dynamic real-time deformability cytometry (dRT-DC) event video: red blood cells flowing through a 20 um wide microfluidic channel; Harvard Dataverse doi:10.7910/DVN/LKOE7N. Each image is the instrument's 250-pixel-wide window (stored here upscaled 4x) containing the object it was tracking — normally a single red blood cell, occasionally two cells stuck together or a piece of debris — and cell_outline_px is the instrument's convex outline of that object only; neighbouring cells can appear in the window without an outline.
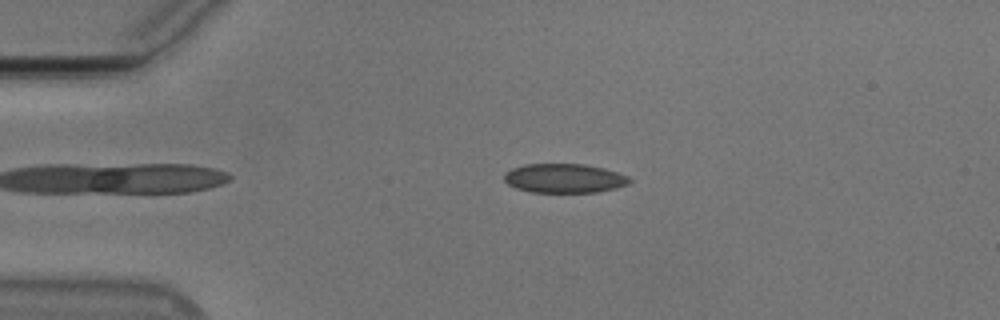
{"species": "Egyptian fruit bat (a non-hibernating species)", "species_latin": "Rousettus aegyptiacus", "temperature_condition": "cold", "stored_images_in_passage": 44, "camera_frame_rate_fps": 3000, "um_per_image_px": 0.085, "animal": {"sex": "male"}, "frame": {"image": 1, "passage_image": 2, "time_ms": 0.333, "image_size_px": [1000, 320], "cell_outline_px": [[632, 180], [628, 184], [616, 188], [596, 192], [532, 192], [516, 188], [508, 184], [504, 180], [504, 172], [512, 168], [524, 164], [584, 164], [604, 168], [628, 176]], "centroid_in_image_um": [47.95, 15.15], "position_along_channel_um": 37.1, "area_um2": 21.33}}
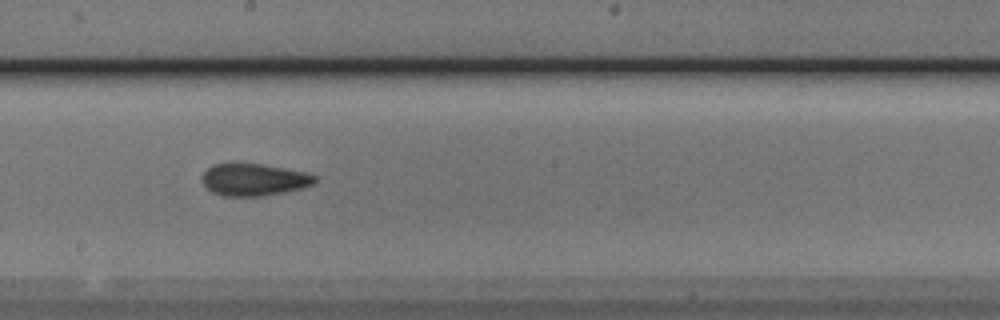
{"frame": {"image": 2, "passage_image": 20, "time_ms": 6.333, "image_size_px": [1000, 320], "cell_outline_px": [[316, 184], [284, 192], [260, 196], [224, 196], [212, 192], [204, 184], [204, 172], [212, 164], [232, 160], [240, 160], [264, 164], [304, 172], [316, 176]], "centroid_in_image_um": [21.55, 15.21], "position_along_channel_um": 226.6, "area_um2": 21.68}}
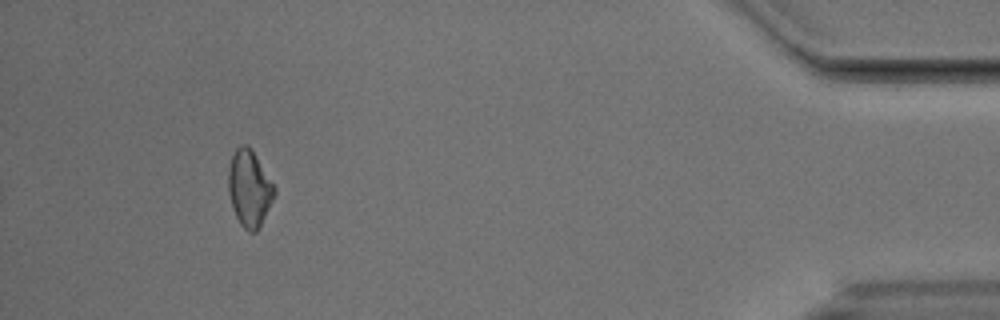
{"frame": {"image": 3, "passage_image": 40, "time_ms": 13.0, "image_size_px": [1000, 320], "cell_outline_px": [[276, 192], [260, 228], [256, 232], [248, 232], [240, 224], [236, 216], [228, 192], [228, 172], [232, 156], [236, 148], [240, 144], [248, 144], [252, 148], [276, 188]], "centroid_in_image_um": [21.21, 16.0], "position_along_channel_um": 414.0, "area_um2": 20.63}, "authors_computed_cell_mechanics": {"area_um2": 20.8947, "velocity_mm_per_s": 3.7693, "shape_relaxation_time_tau1_ms": null, "shape_relaxation_time_tau2_ms": 2.9486, "deformation_change_tau1": null, "deformation_change_tau2": 0.0975}}